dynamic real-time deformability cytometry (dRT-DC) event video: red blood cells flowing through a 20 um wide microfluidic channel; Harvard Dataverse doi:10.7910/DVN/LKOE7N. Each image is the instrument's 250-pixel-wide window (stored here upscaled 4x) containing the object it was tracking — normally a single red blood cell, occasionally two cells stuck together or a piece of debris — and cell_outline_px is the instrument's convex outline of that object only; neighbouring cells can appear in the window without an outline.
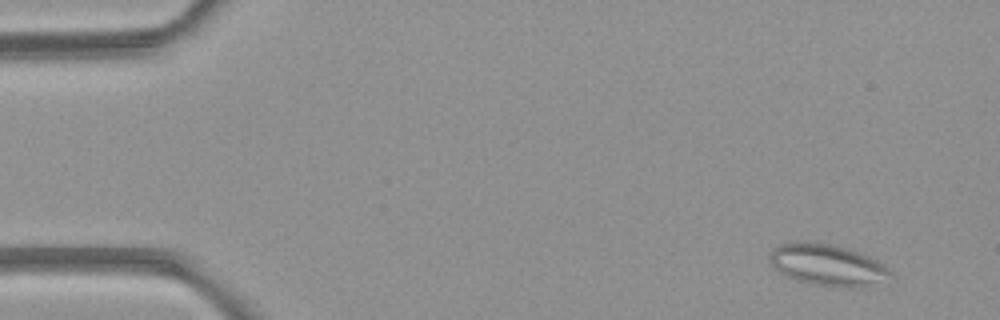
{"species": "common noctule bat (a hibernating species)", "species_latin": "Nyctalus noctula", "temperature_condition": "room temperature", "stored_images_in_passage": 4, "camera_frame_rate_fps": 3000, "um_per_image_px": 0.085, "animal": {"sex": "female", "body_mass_g": 21.9}, "frame": {"image": 1, "passage_image": 1, "time_ms": 0.0, "image_size_px": [1000, 320], "cell_outline_px": [[896, 276], [860, 288], [840, 288], [812, 284], [796, 280], [772, 268], [768, 260], [768, 252], [772, 248], [780, 244], [828, 244], [844, 248], [868, 256], [876, 260], [892, 272]], "centroid_in_image_um": [70.33, 22.58], "position_along_channel_um": 14.7, "area_um2": 28.78}}